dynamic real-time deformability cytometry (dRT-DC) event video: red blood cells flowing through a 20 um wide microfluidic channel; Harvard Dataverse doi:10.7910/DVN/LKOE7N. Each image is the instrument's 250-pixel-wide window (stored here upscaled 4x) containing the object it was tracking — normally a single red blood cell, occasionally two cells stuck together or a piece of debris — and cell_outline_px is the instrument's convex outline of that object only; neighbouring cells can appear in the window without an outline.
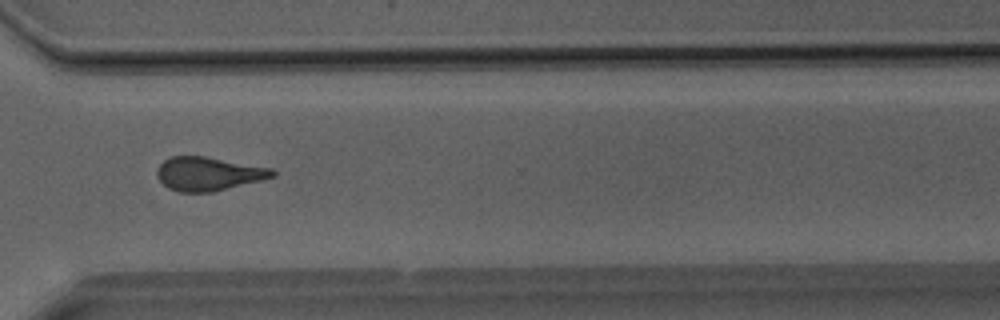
{"species": "Egyptian fruit bat (a non-hibernating species)", "species_latin": "Rousettus aegyptiacus", "temperature_condition": "room temperature", "stored_images_in_passage": 39, "camera_frame_rate_fps": 3000, "um_per_image_px": 0.085, "animal": {"sex": "male"}, "frame": {"image": 1, "passage_image": 29, "time_ms": 9.333, "image_size_px": [1000, 320], "cell_outline_px": [[276, 176], [212, 192], [180, 192], [168, 188], [156, 176], [156, 172], [160, 164], [164, 160], [172, 156], [204, 156], [272, 168], [276, 172]], "centroid_in_image_um": [17.7, 14.77], "position_along_channel_um": 352.9, "area_um2": 22.48}}
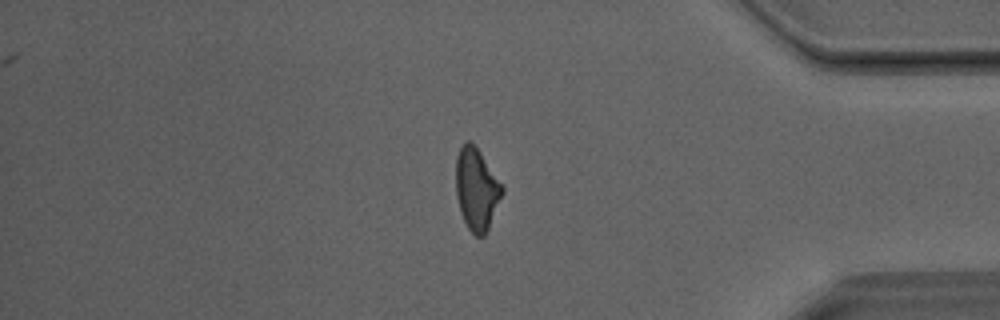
{"frame": {"image": 2, "passage_image": 33, "time_ms": 10.667, "image_size_px": [1000, 320], "cell_outline_px": [[504, 192], [488, 228], [484, 236], [476, 236], [468, 228], [460, 212], [456, 196], [456, 156], [460, 148], [468, 140], [472, 140], [504, 188]], "centroid_in_image_um": [40.5, 16.07], "position_along_channel_um": 394.7, "area_um2": 21.96}}
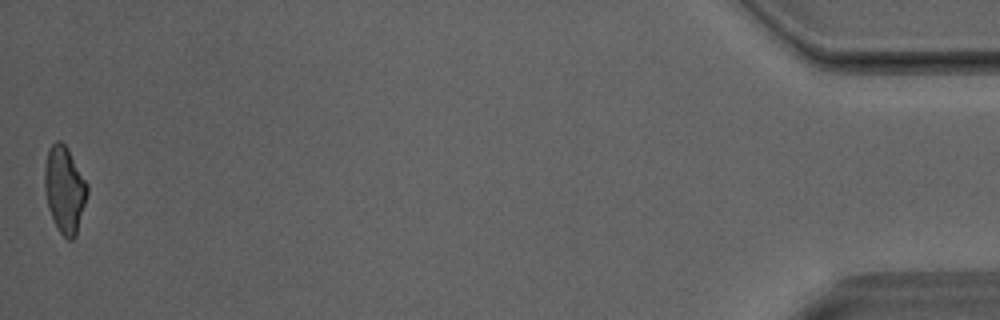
{"frame": {"image": 3, "passage_image": 39, "time_ms": 12.667, "image_size_px": [1000, 320], "cell_outline_px": [[88, 192], [76, 236], [72, 240], [68, 240], [60, 232], [48, 208], [44, 192], [44, 168], [48, 148], [56, 140], [60, 140], [68, 148], [88, 184]], "centroid_in_image_um": [5.48, 16.08], "position_along_channel_um": 429.7, "area_um2": 21.62}}